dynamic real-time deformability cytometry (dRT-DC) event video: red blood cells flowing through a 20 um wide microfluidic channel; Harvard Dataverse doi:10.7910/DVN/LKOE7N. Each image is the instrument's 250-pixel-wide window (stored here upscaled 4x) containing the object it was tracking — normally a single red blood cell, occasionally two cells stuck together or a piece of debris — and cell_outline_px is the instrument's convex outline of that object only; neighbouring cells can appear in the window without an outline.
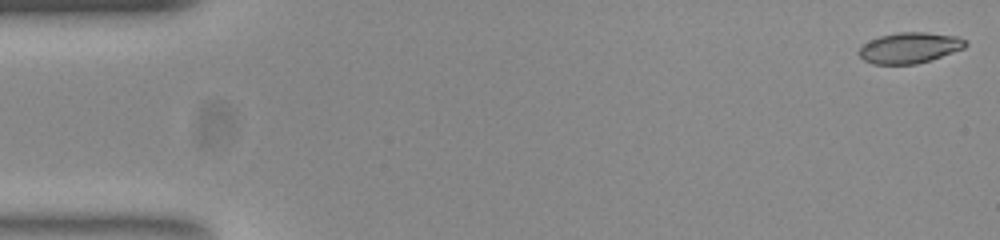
{"species": "common noctule bat (a hibernating species)", "species_latin": "Nyctalus noctula", "temperature_condition": "room temperature", "stored_images_in_passage": 54, "camera_frame_rate_fps": 3000, "um_per_image_px": 0.085, "animal": {"sex": "female", "body_mass_g": 23.0, "forearm_length_mm": 53.4}, "frame": {"image": 1, "passage_image": 1, "time_ms": 0.0, "image_size_px": [1000, 240], "cell_outline_px": [[968, 44], [964, 48], [916, 64], [872, 64], [864, 60], [856, 52], [864, 44], [880, 36], [900, 32], [924, 32], [956, 36], [968, 40]], "centroid_in_image_um": [77.31, 4.06], "position_along_channel_um": 7.7, "area_um2": 18.9}}
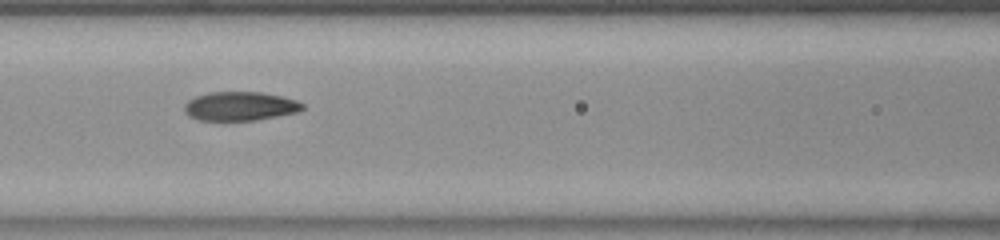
{"frame": {"image": 2, "passage_image": 23, "time_ms": 7.333, "image_size_px": [1000, 240], "cell_outline_px": [[304, 108], [300, 112], [256, 120], [200, 120], [188, 116], [184, 112], [184, 104], [188, 100], [196, 96], [208, 92], [260, 92], [284, 96], [296, 100], [304, 104]], "centroid_in_image_um": [20.42, 9.02], "position_along_channel_um": 146.2, "area_um2": 20.11}}
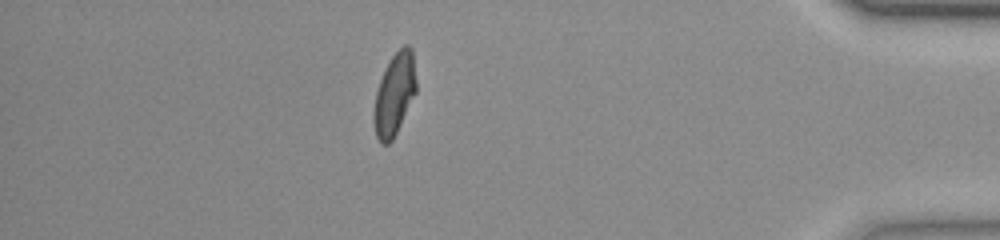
{"frame": {"image": 3, "passage_image": 47, "time_ms": 15.333, "image_size_px": [1000, 240], "cell_outline_px": [[416, 92], [392, 140], [388, 144], [380, 144], [376, 136], [372, 120], [372, 116], [376, 92], [384, 68], [392, 56], [404, 44], [408, 44], [412, 48], [416, 80]], "centroid_in_image_um": [33.51, 8.01], "position_along_channel_um": 401.7, "area_um2": 20.29}, "authors_computed_cell_mechanics": {"area_um2": 20.1144, "velocity_mm_per_s": 3.7726, "shape_relaxation_time_tau1_ms": null, "shape_relaxation_time_tau2_ms": 1.1105, "deformation_change_tau1": null, "deformation_change_tau2": 0.0515}}